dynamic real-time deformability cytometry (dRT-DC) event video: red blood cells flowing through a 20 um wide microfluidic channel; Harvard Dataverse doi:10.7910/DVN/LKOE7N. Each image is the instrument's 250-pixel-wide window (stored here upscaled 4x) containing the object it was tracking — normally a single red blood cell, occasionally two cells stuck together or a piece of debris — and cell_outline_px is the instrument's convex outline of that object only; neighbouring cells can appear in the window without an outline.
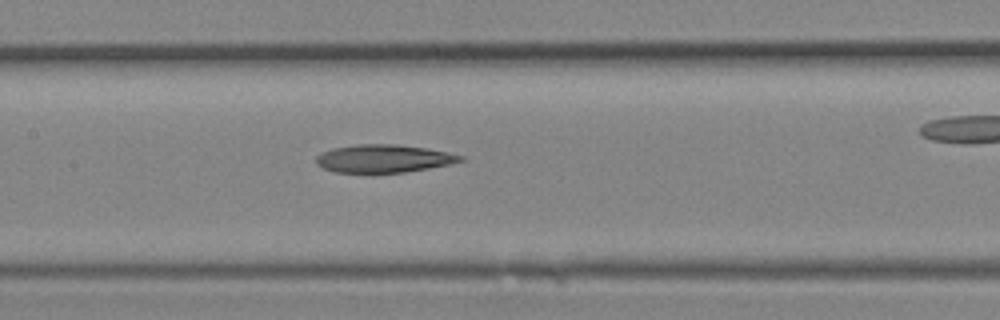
{"species": "Egyptian fruit bat (a non-hibernating species)", "species_latin": "Rousettus aegyptiacus", "temperature_condition": "room temperature", "stored_images_in_passage": 10, "segment_of_instrument_passage": [1, 2], "camera_frame_rate_fps": 3000, "um_per_image_px": 0.085, "animal": {"sex": "female"}, "frame": {"image": 1, "passage_image": 9, "time_ms": 2.667, "image_size_px": [1000, 320], "cell_outline_px": [[464, 160], [448, 164], [428, 168], [404, 172], [336, 172], [324, 168], [316, 164], [316, 156], [320, 152], [332, 148], [356, 144], [396, 144], [424, 148], [464, 156]], "centroid_in_image_um": [32.54, 13.47], "position_along_channel_um": 174.9, "area_um2": 23.18}}